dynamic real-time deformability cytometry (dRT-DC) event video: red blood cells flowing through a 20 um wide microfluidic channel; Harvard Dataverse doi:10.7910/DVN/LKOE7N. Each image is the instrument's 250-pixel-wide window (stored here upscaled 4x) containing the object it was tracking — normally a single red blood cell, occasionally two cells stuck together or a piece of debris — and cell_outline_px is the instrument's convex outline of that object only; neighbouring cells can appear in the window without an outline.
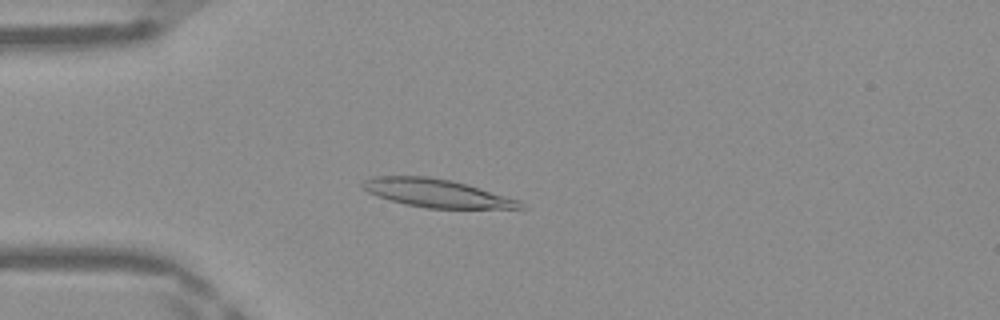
{"species": "Egyptian fruit bat (a non-hibernating species)", "species_latin": "Rousettus aegyptiacus", "temperature_condition": "warm", "stored_images_in_passage": 43, "camera_frame_rate_fps": 3000, "um_per_image_px": 0.085, "frame": {"image": 1, "passage_image": 8, "time_ms": 2.333, "image_size_px": [1000, 320], "cell_outline_px": [[528, 208], [424, 208], [404, 204], [368, 192], [360, 184], [364, 180], [372, 176], [428, 176], [448, 180], [480, 188], [520, 200]], "centroid_in_image_um": [37.11, 16.42], "position_along_channel_um": 47.9, "area_um2": 25.55}}
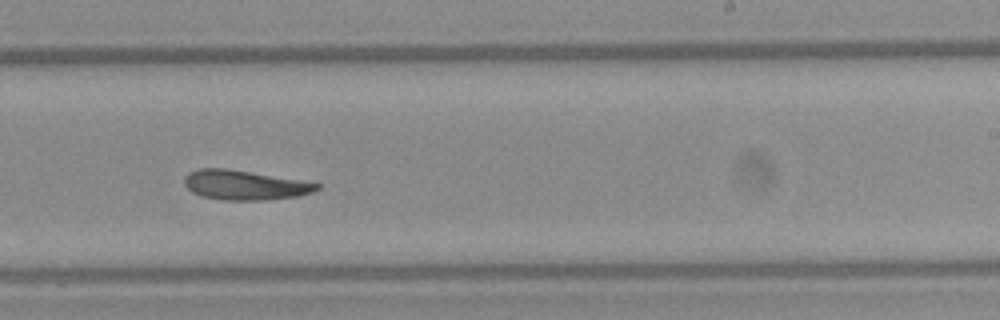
{"frame": {"image": 2, "passage_image": 25, "time_ms": 8.0, "image_size_px": [1000, 320], "cell_outline_px": [[320, 188], [312, 192], [296, 196], [264, 200], [224, 200], [204, 196], [192, 192], [184, 184], [184, 176], [188, 172], [200, 168], [228, 168], [300, 180], [320, 184]], "centroid_in_image_um": [20.76, 15.72], "position_along_channel_um": 268.2, "area_um2": 22.72}}
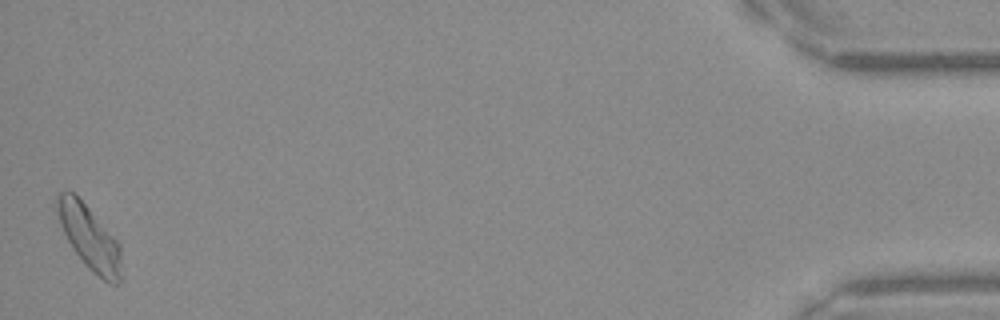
{"frame": {"image": 3, "passage_image": 43, "time_ms": 14.0, "image_size_px": [1000, 320], "cell_outline_px": [[124, 276], [120, 284], [108, 284], [92, 272], [84, 264], [72, 248], [60, 224], [56, 208], [56, 200], [60, 192], [64, 188], [68, 188], [120, 240]], "centroid_in_image_um": [7.68, 20.26], "position_along_channel_um": 427.5, "area_um2": 24.8}, "authors_computed_cell_mechanics": {"area_um2": 23.5824, "velocity_mm_per_s": 4.1615, "shape_relaxation_time_tau1_ms": 9.1478, "shape_relaxation_time_tau2_ms": 6.7844, "deformation_change_tau1": 0.2466, "deformation_change_tau2": 0.1609}}